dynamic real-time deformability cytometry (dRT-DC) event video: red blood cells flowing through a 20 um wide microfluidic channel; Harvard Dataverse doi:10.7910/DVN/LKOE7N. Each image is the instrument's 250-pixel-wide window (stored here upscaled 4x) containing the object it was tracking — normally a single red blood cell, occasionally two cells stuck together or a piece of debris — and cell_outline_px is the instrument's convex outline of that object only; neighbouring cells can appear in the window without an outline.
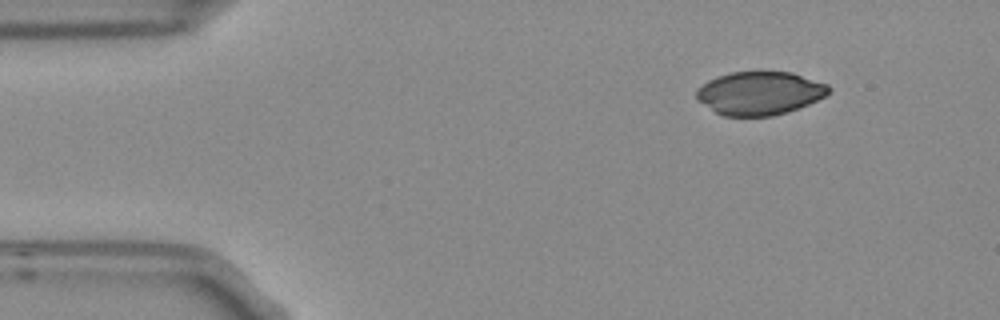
{"species": "Egyptian fruit bat (a non-hibernating species)", "species_latin": "Rousettus aegyptiacus", "temperature_condition": "room temperature", "stored_images_in_passage": 4, "camera_frame_rate_fps": 3000, "um_per_image_px": 0.085, "frame": {"image": 1, "passage_image": 1, "time_ms": 0.0, "image_size_px": [1000, 320], "cell_outline_px": [[832, 88], [824, 96], [808, 104], [788, 112], [772, 116], [724, 116], [716, 112], [696, 100], [696, 92], [708, 80], [716, 76], [732, 72], [792, 72], [828, 84]], "centroid_in_image_um": [64.57, 7.92], "position_along_channel_um": 20.4, "area_um2": 33.29}}